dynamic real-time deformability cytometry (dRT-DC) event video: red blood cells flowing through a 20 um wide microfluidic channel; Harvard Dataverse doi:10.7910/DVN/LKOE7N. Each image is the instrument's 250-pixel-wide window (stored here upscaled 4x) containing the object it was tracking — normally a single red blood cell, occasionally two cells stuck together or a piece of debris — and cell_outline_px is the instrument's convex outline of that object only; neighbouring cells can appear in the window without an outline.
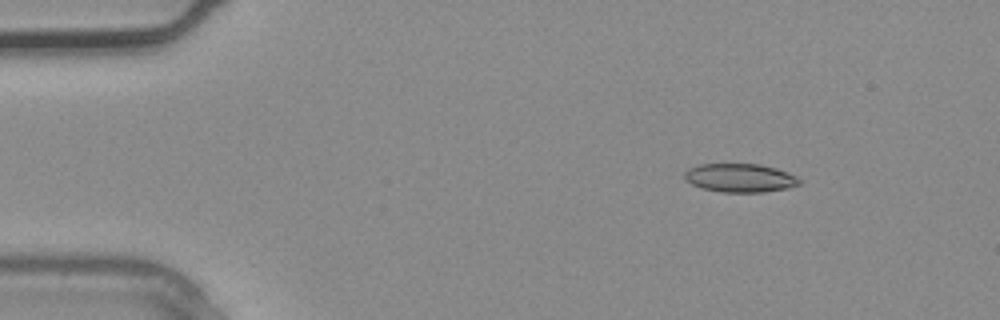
{"species": "common noctule bat (a hibernating species)", "species_latin": "Nyctalus noctula", "temperature_condition": "warm", "stored_images_in_passage": 4, "segment_of_instrument_passage": [1, 2], "camera_frame_rate_fps": 3000, "um_per_image_px": 0.085, "animal": {"sex": "male", "body_mass_g": 20.4}, "frame": {"image": 1, "passage_image": 2, "time_ms": 0.333, "image_size_px": [1000, 320], "cell_outline_px": [[800, 184], [788, 188], [764, 192], [720, 192], [704, 188], [692, 184], [684, 176], [684, 172], [688, 168], [700, 164], [760, 164], [776, 168], [788, 172], [796, 176], [800, 180]], "centroid_in_image_um": [62.92, 15.11], "position_along_channel_um": 22.1, "area_um2": 19.07}}